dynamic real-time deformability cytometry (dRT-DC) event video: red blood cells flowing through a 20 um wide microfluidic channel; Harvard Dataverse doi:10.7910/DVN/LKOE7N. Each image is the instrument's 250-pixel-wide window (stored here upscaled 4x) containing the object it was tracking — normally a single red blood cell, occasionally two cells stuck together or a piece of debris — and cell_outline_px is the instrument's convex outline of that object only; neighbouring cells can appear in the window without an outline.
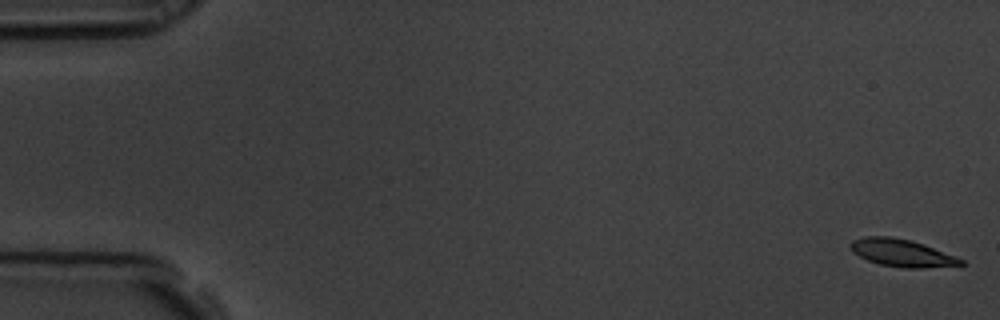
{"species": "common noctule bat (a hibernating species)", "species_latin": "Nyctalus noctula", "temperature_condition": "room temperature", "stored_images_in_passage": 5, "camera_frame_rate_fps": 3000, "um_per_image_px": 0.085, "animal": {"sex": "male", "body_mass_g": 19.5, "forearm_length_mm": 54.6}, "frame": {"image": 1, "passage_image": 1, "time_ms": 0.0, "image_size_px": [1000, 320], "cell_outline_px": [[964, 264], [920, 268], [904, 268], [880, 264], [868, 260], [852, 252], [848, 244], [852, 240], [864, 236], [892, 236], [912, 240], [924, 244], [956, 256], [964, 260]], "centroid_in_image_um": [76.62, 21.48], "position_along_channel_um": 8.4, "area_um2": 17.69}}
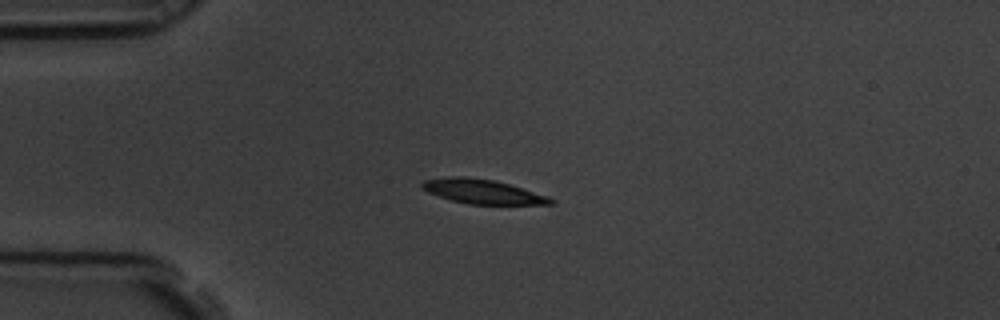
{"frame": {"image": 2, "passage_image": 5, "time_ms": 1.333, "image_size_px": [1000, 320], "cell_outline_px": [[556, 200], [552, 204], [468, 204], [452, 200], [428, 192], [420, 188], [420, 184], [424, 180], [448, 176], [464, 176], [492, 180], [508, 184], [548, 196]], "centroid_in_image_um": [40.98, 16.28], "position_along_channel_um": 44.0, "area_um2": 18.09}}